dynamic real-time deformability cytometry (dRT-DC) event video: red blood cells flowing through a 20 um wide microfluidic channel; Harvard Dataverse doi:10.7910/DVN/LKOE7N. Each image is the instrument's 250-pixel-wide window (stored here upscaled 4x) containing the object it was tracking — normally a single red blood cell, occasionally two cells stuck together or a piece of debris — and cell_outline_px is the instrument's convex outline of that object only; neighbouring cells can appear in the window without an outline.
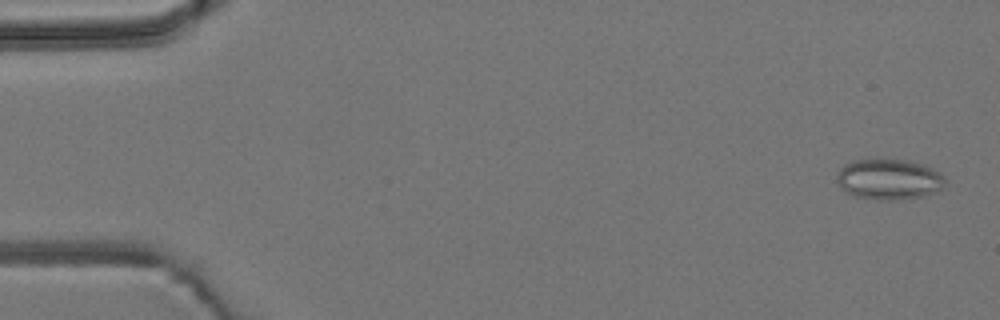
{"species": "common noctule bat (a hibernating species)", "species_latin": "Nyctalus noctula", "temperature_condition": "room temperature", "stored_images_in_passage": 7, "camera_frame_rate_fps": 3000, "um_per_image_px": 0.085, "animal": {"sex": "male", "body_mass_g": 19.2, "forearm_length_mm": 51.8}, "frame": {"image": 1, "passage_image": 1, "time_ms": 0.0, "image_size_px": [1000, 320], "cell_outline_px": [[944, 188], [936, 192], [924, 196], [896, 200], [876, 200], [856, 196], [840, 188], [836, 180], [836, 176], [840, 168], [844, 164], [852, 160], [876, 156], [908, 160], [924, 164], [932, 168], [944, 176]], "centroid_in_image_um": [75.53, 15.19], "position_along_channel_um": 9.5, "area_um2": 26.59}}
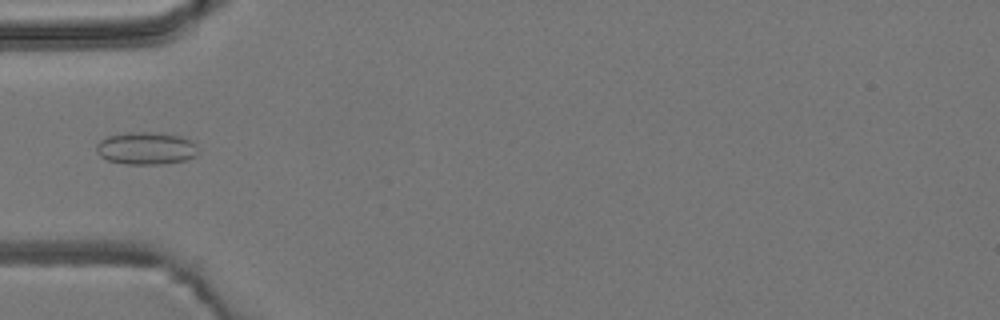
{"frame": {"image": 2, "passage_image": 5, "time_ms": 5.0, "image_size_px": [1000, 320], "cell_outline_px": [[200, 152], [196, 156], [184, 160], [164, 164], [124, 164], [108, 160], [100, 156], [96, 152], [96, 144], [100, 140], [108, 136], [128, 132], [160, 132], [180, 136], [188, 140]], "centroid_in_image_um": [12.38, 12.61], "position_along_channel_um": 72.6, "area_um2": 19.31}}
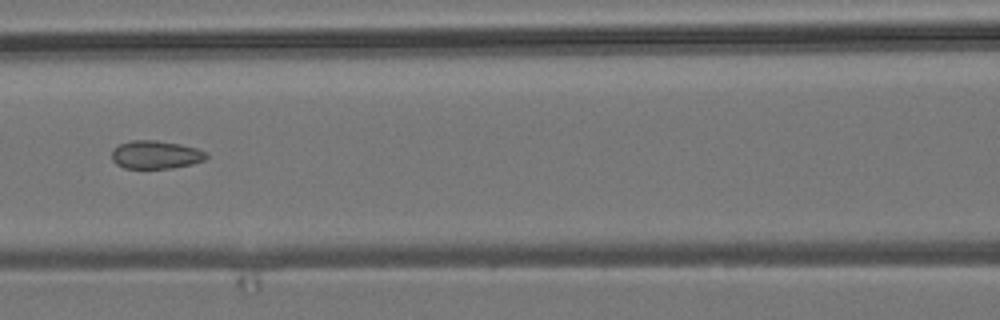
{"frame": {"image": 3, "passage_image": 7, "time_ms": 7.0, "image_size_px": [1000, 320], "cell_outline_px": [[208, 156], [204, 160], [192, 164], [172, 168], [124, 168], [116, 164], [112, 160], [112, 152], [120, 144], [132, 140], [156, 140], [180, 144], [196, 148], [204, 152]], "centroid_in_image_um": [13.23, 13.15], "position_along_channel_um": 153.4, "area_um2": 15.37}}